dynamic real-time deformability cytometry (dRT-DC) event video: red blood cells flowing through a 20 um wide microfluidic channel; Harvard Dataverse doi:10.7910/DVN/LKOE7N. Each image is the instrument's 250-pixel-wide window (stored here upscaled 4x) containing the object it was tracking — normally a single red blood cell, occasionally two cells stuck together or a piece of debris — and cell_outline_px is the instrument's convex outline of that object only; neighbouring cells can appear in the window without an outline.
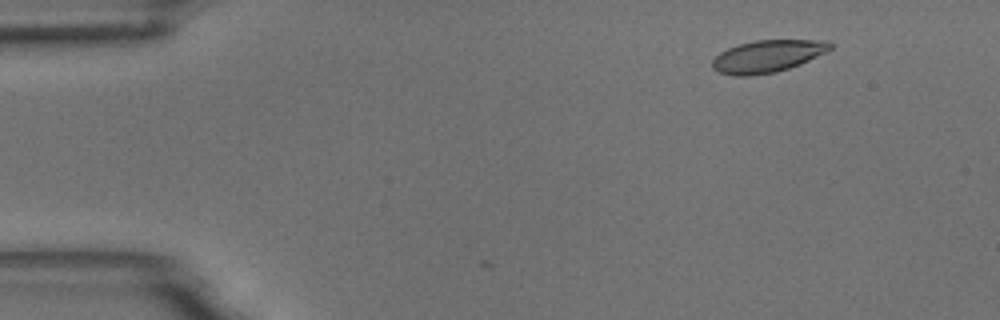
{"species": "common noctule bat (a hibernating species)", "species_latin": "Nyctalus noctula", "temperature_condition": "room temperature", "stored_images_in_passage": 5, "camera_frame_rate_fps": 3000, "um_per_image_px": 0.085, "animal": {"sex": "male", "body_mass_g": 18.8}, "frame": {"image": 1, "passage_image": 5, "time_ms": 1.333, "image_size_px": [1000, 320], "cell_outline_px": [[836, 44], [832, 48], [800, 64], [776, 72], [748, 76], [736, 76], [716, 72], [712, 68], [712, 60], [720, 52], [728, 48], [740, 44], [756, 40], [828, 40]], "centroid_in_image_um": [65.23, 4.78], "position_along_channel_um": 19.8, "area_um2": 22.14}}